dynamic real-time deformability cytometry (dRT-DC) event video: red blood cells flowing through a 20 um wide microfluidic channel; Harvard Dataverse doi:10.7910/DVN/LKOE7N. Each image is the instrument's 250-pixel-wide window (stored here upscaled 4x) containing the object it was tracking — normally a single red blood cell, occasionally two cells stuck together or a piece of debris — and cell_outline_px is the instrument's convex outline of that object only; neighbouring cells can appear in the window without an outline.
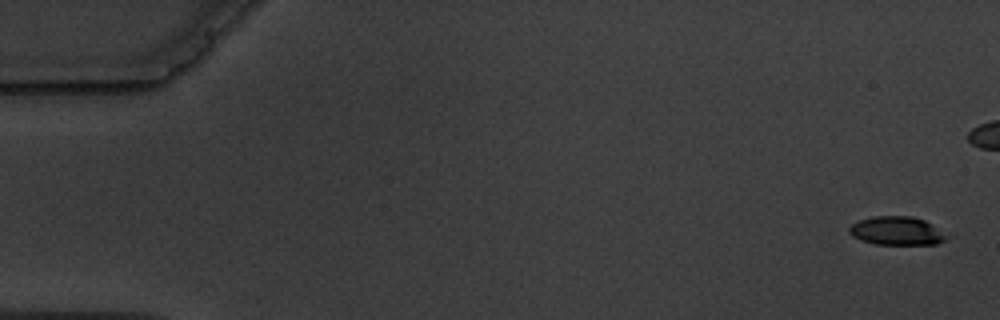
{"species": "common noctule bat (a hibernating species)", "species_latin": "Nyctalus noctula", "temperature_condition": "warm", "stored_images_in_passage": 6, "camera_frame_rate_fps": 3000, "um_per_image_px": 0.085, "animal": {"sex": "male", "body_mass_g": 19.5, "forearm_length_mm": 54.6}, "frame": {"image": 1, "passage_image": 1, "time_ms": 0.0, "image_size_px": [1000, 320], "cell_outline_px": [[944, 240], [936, 244], [876, 244], [860, 240], [852, 236], [848, 232], [848, 228], [852, 224], [860, 220], [872, 216], [912, 216], [924, 220], [932, 224], [944, 236]], "centroid_in_image_um": [76.13, 19.61], "position_along_channel_um": 8.9, "area_um2": 15.9}}
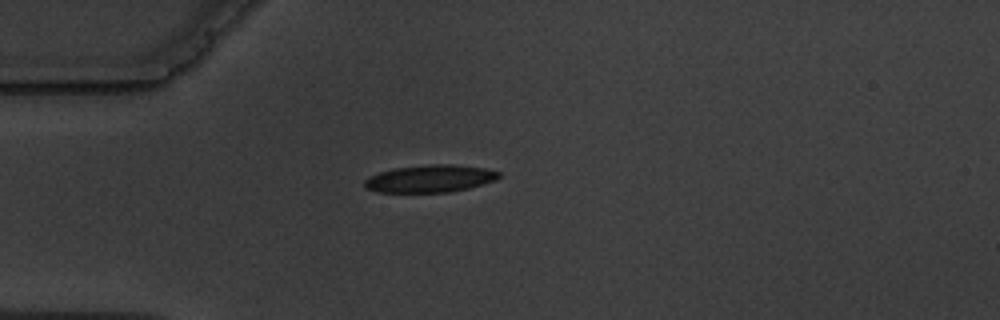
{"frame": {"image": 2, "passage_image": 6, "time_ms": 6.667, "image_size_px": [1000, 320], "cell_outline_px": [[500, 176], [496, 180], [468, 188], [448, 192], [376, 192], [364, 188], [364, 180], [368, 176], [392, 168], [432, 164], [452, 164], [484, 168], [500, 172]], "centroid_in_image_um": [36.51, 15.18], "position_along_channel_um": 48.5, "area_um2": 21.5}}